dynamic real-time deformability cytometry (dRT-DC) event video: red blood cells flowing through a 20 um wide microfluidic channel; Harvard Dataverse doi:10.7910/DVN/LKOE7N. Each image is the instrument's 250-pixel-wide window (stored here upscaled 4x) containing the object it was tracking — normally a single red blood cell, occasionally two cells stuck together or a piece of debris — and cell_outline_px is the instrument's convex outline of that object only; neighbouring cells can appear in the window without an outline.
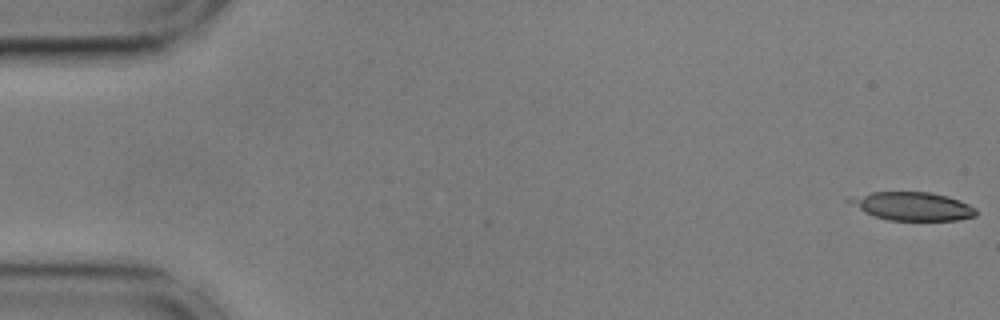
{"species": "common noctule bat (a hibernating species)", "species_latin": "Nyctalus noctula", "temperature_condition": "cold", "stored_images_in_passage": 10, "camera_frame_rate_fps": 3000, "um_per_image_px": 0.085, "animal": {"sex": "male", "body_mass_g": 17.9, "forearm_length_mm": 54.2}, "frame": {"image": 1, "passage_image": 1, "time_ms": 0.0, "image_size_px": [1000, 320], "cell_outline_px": [[976, 216], [956, 220], [888, 220], [872, 216], [864, 212], [844, 200], [872, 192], [928, 192], [960, 200], [976, 208]], "centroid_in_image_um": [77.55, 17.54], "position_along_channel_um": 7.4, "area_um2": 20.69}}